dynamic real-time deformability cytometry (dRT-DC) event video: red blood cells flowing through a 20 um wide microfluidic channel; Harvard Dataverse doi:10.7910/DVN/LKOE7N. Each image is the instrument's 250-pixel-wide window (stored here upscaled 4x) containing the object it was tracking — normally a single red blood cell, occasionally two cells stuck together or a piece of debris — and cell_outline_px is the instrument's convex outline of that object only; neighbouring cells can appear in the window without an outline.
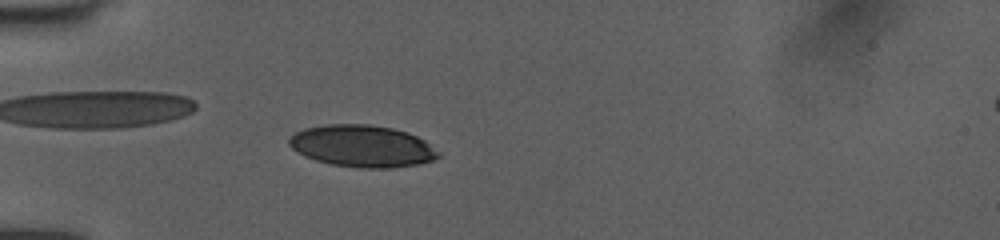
{"species": "human", "species_latin": "Homo sapiens", "temperature_condition": "room temperature", "stored_images_in_passage": 52, "camera_frame_rate_fps": 3000, "um_per_image_px": 0.085, "donor": {"sex": "female"}, "frame": {"image": 1, "passage_image": 17, "time_ms": 5.333, "image_size_px": [1000, 240], "cell_outline_px": [[440, 156], [432, 160], [416, 164], [392, 168], [364, 168], [332, 164], [316, 160], [304, 156], [296, 152], [288, 144], [288, 140], [296, 132], [304, 128], [328, 124], [368, 124], [392, 128], [416, 136], [424, 140], [440, 152]], "centroid_in_image_um": [30.77, 12.42], "position_along_channel_um": 54.2, "area_um2": 36.24}}
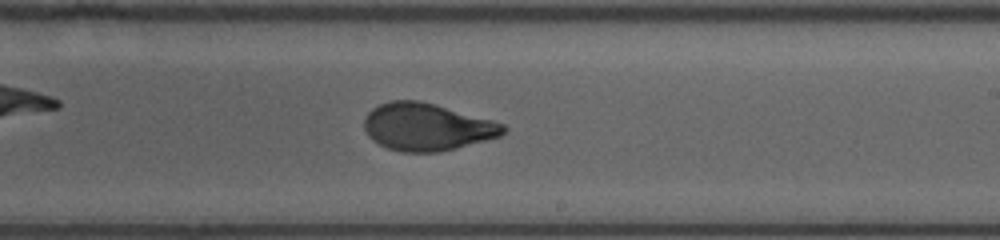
{"frame": {"image": 2, "passage_image": 33, "time_ms": 10.667, "image_size_px": [1000, 240], "cell_outline_px": [[508, 128], [500, 136], [456, 148], [440, 152], [400, 152], [388, 148], [372, 140], [368, 136], [364, 128], [364, 120], [368, 112], [372, 108], [388, 100], [416, 100], [432, 104], [492, 120], [504, 124]], "centroid_in_image_um": [36.25, 10.8], "position_along_channel_um": 252.7, "area_um2": 38.15}}
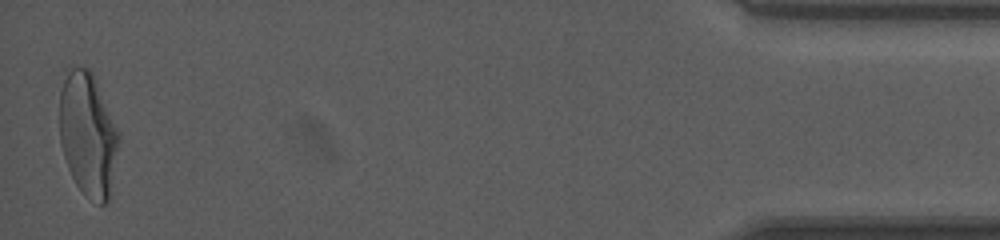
{"frame": {"image": 3, "passage_image": 52, "time_ms": 17.0, "image_size_px": [1000, 240], "cell_outline_px": [[120, 140], [112, 192], [108, 200], [104, 204], [100, 204], [84, 196], [76, 184], [68, 168], [60, 144], [60, 92], [64, 68], [88, 68], [92, 72], [120, 132]], "centroid_in_image_um": [7.49, 11.44], "position_along_channel_um": 427.7, "area_um2": 43.52}, "authors_computed_cell_mechanics": {"area_um2": 38.1191, "velocity_mm_per_s": 4.0223, "shape_relaxation_time_tau1_ms": 4.0222, "shape_relaxation_time_tau2_ms": 0.6664, "deformation_change_tau1": 0.1607, "deformation_change_tau2": 0.0429}}